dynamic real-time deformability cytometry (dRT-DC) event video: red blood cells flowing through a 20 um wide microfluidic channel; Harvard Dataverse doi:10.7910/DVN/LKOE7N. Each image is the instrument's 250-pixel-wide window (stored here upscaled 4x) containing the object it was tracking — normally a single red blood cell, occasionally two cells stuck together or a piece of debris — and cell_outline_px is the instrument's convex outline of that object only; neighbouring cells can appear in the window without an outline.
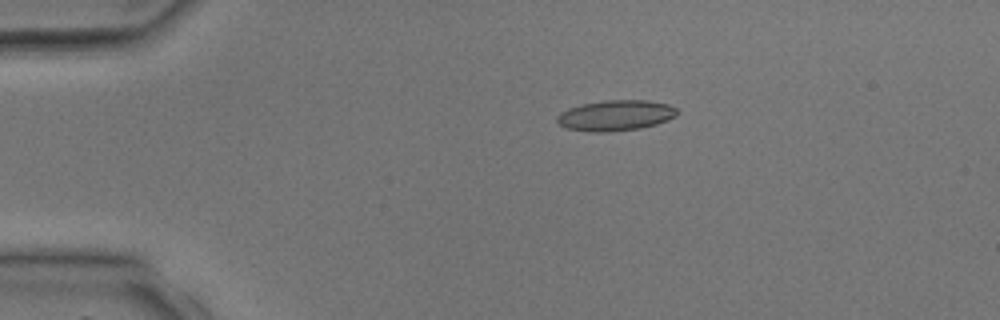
{"species": "common noctule bat (a hibernating species)", "species_latin": "Nyctalus noctula", "temperature_condition": "room temperature", "stored_images_in_passage": 4, "camera_frame_rate_fps": 3000, "um_per_image_px": 0.085, "animal": {"sex": "male", "body_mass_g": 17.9, "forearm_length_mm": 54.2}, "frame": {"image": 1, "passage_image": 3, "time_ms": 2.0, "image_size_px": [1000, 320], "cell_outline_px": [[676, 116], [668, 120], [656, 124], [640, 128], [604, 132], [588, 132], [564, 128], [556, 120], [556, 116], [560, 112], [568, 108], [580, 104], [604, 100], [648, 100], [668, 104], [676, 108]], "centroid_in_image_um": [52.28, 9.81], "position_along_channel_um": 32.7, "area_um2": 21.56}}